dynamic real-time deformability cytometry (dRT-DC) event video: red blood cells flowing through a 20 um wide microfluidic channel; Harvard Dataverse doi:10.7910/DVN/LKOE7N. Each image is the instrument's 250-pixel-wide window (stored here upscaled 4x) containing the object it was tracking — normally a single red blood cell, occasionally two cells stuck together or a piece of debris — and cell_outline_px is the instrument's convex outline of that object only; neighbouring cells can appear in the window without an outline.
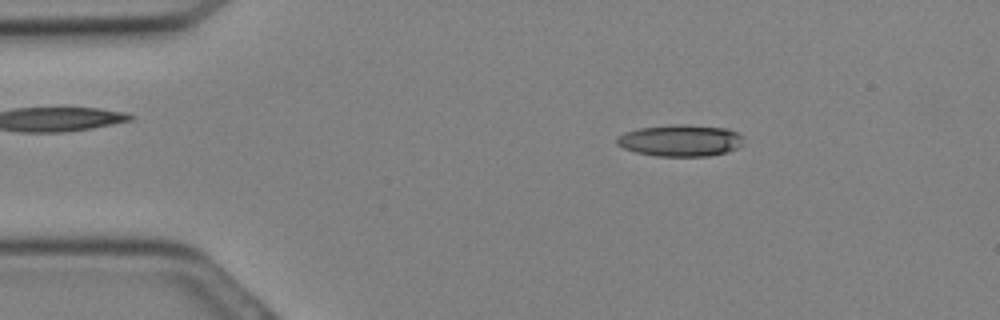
{"species": "Egyptian fruit bat (a non-hibernating species)", "species_latin": "Rousettus aegyptiacus", "temperature_condition": "cold", "stored_images_in_passage": 27, "camera_frame_rate_fps": 3000, "um_per_image_px": 0.085, "animal": {"sex": "female"}, "frame": {"image": 1, "passage_image": 2, "time_ms": 0.333, "image_size_px": [1000, 320], "cell_outline_px": [[744, 144], [728, 152], [708, 156], [656, 156], [636, 152], [624, 148], [616, 144], [616, 136], [624, 132], [640, 128], [676, 124], [688, 124], [724, 128], [736, 132], [744, 136]], "centroid_in_image_um": [57.85, 11.94], "position_along_channel_um": 27.2, "area_um2": 23.58}}
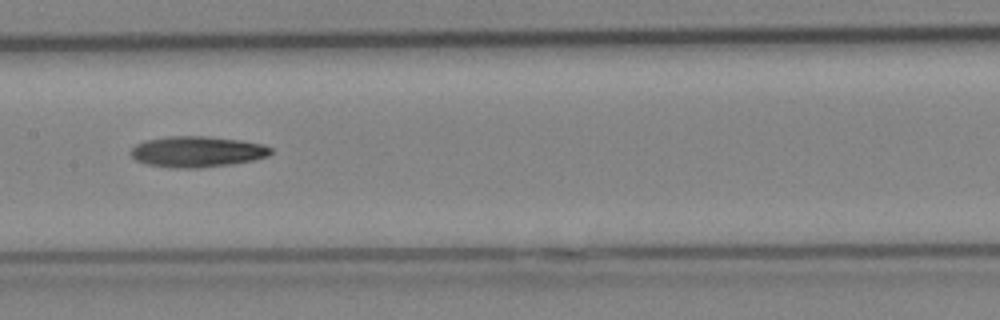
{"frame": {"image": 2, "passage_image": 12, "time_ms": 3.667, "image_size_px": [1000, 320], "cell_outline_px": [[272, 152], [268, 156], [252, 160], [232, 164], [200, 168], [172, 168], [148, 164], [136, 160], [128, 152], [136, 144], [144, 140], [168, 136], [208, 136], [240, 140], [264, 144], [272, 148]], "centroid_in_image_um": [16.75, 12.89], "position_along_channel_um": 190.7, "area_um2": 25.37}}
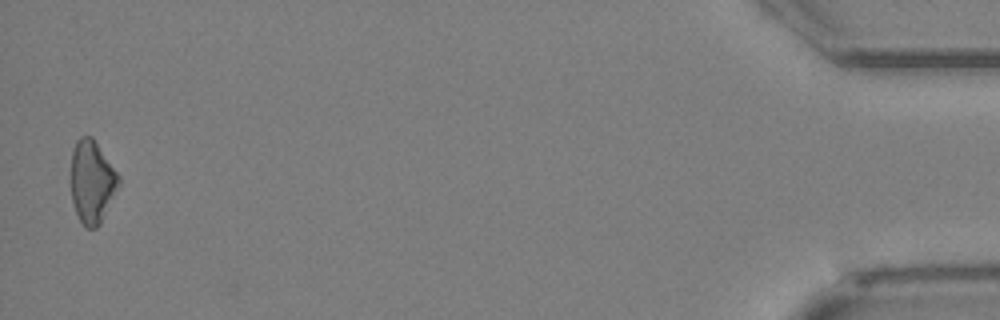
{"frame": {"image": 3, "passage_image": 27, "time_ms": 8.667, "image_size_px": [1000, 320], "cell_outline_px": [[120, 184], [100, 224], [96, 228], [84, 228], [76, 212], [72, 200], [68, 180], [72, 148], [76, 140], [80, 136], [92, 136], [120, 176]], "centroid_in_image_um": [7.77, 15.43], "position_along_channel_um": 427.4, "area_um2": 23.7}}